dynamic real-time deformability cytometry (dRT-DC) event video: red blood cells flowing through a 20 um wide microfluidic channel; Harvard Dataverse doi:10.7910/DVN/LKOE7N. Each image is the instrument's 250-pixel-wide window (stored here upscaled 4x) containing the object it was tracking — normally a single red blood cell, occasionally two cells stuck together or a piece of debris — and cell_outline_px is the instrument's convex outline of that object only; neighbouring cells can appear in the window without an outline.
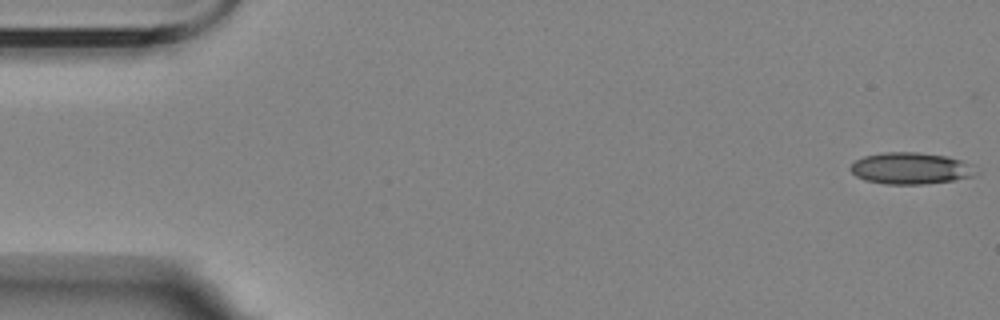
{"species": "Egyptian fruit bat (a non-hibernating species)", "species_latin": "Rousettus aegyptiacus", "temperature_condition": "room temperature", "stored_images_in_passage": 15, "camera_frame_rate_fps": 3000, "um_per_image_px": 0.085, "animal": {"sex": "female"}, "frame": {"image": 1, "passage_image": 1, "time_ms": 0.0, "image_size_px": [1000, 320], "cell_outline_px": [[976, 172], [972, 176], [952, 180], [924, 184], [888, 184], [864, 180], [856, 176], [848, 168], [856, 160], [864, 156], [884, 152], [916, 152], [948, 156], [972, 164]], "centroid_in_image_um": [77.38, 14.3], "position_along_channel_um": 7.6, "area_um2": 23.0}}
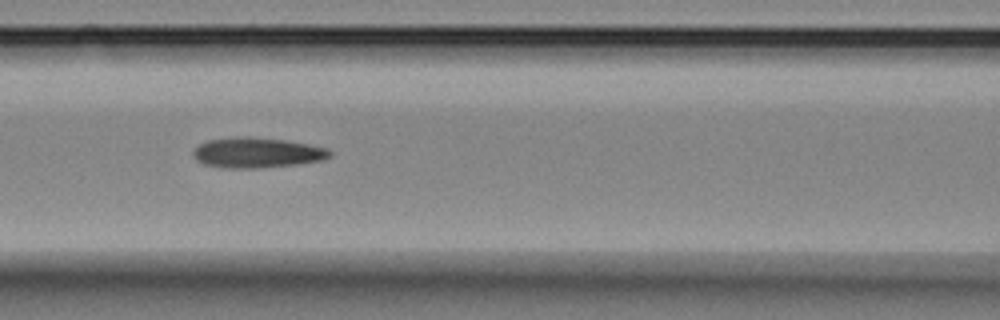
{"frame": {"image": 2, "passage_image": 7, "time_ms": 7.667, "image_size_px": [1000, 320], "cell_outline_px": [[332, 156], [324, 160], [296, 164], [256, 168], [224, 168], [204, 164], [196, 160], [192, 152], [200, 144], [208, 140], [236, 136], [252, 136], [284, 140], [308, 144], [328, 148], [332, 152]], "centroid_in_image_um": [21.86, 12.97], "position_along_channel_um": 144.7, "area_um2": 24.22}}
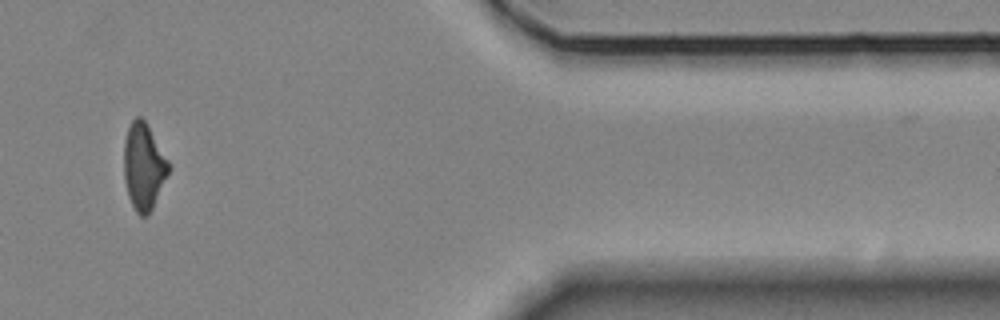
{"frame": {"image": 3, "passage_image": 13, "time_ms": 16.0, "image_size_px": [1000, 320], "cell_outline_px": [[172, 168], [148, 216], [140, 216], [136, 212], [128, 196], [124, 180], [124, 140], [128, 128], [132, 120], [136, 116], [140, 116], [148, 124], [168, 160]], "centroid_in_image_um": [12.22, 14.15], "position_along_channel_um": 399.2, "area_um2": 22.77}}